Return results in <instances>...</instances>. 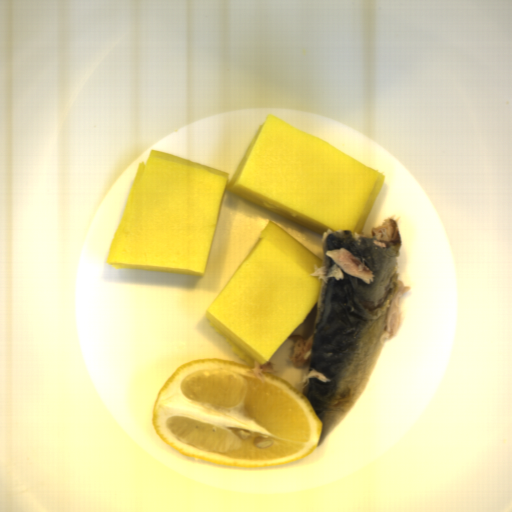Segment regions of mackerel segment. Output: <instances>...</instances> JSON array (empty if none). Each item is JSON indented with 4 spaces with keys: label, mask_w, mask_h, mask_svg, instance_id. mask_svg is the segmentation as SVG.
Wrapping results in <instances>:
<instances>
[{
    "label": "mackerel segment",
    "mask_w": 512,
    "mask_h": 512,
    "mask_svg": "<svg viewBox=\"0 0 512 512\" xmlns=\"http://www.w3.org/2000/svg\"><path fill=\"white\" fill-rule=\"evenodd\" d=\"M402 237L392 216L371 228L322 234L324 260L312 276L322 279L313 328L290 334L289 362L307 368L299 390L322 422L319 444L355 409L372 380L385 344L404 325L410 286L397 267Z\"/></svg>",
    "instance_id": "14911b7f"
}]
</instances>
